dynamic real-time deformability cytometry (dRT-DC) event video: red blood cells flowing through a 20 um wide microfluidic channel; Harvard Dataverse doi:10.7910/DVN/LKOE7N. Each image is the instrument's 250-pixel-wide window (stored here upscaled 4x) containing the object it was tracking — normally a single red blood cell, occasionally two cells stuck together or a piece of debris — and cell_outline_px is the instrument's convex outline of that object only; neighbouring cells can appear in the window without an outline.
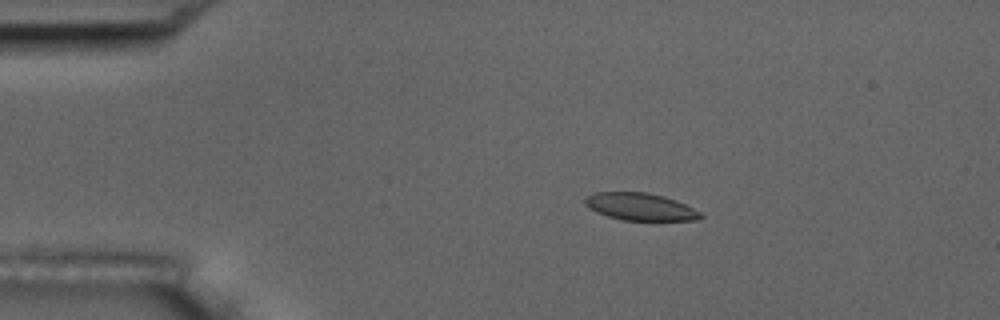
{"species": "common noctule bat (a hibernating species)", "species_latin": "Nyctalus noctula", "temperature_condition": "room temperature", "stored_images_in_passage": 5, "camera_frame_rate_fps": 3000, "um_per_image_px": 0.085, "animal": {"sex": "male", "body_mass_g": 17.5, "forearm_length_mm": 52.3}, "frame": {"image": 1, "passage_image": 2, "time_ms": 1.0, "image_size_px": [1000, 320], "cell_outline_px": [[704, 216], [696, 220], [620, 220], [596, 212], [588, 208], [584, 204], [584, 200], [592, 192], [644, 192], [664, 196], [676, 200], [700, 212]], "centroid_in_image_um": [54.38, 17.57], "position_along_channel_um": 30.6, "area_um2": 18.38}}
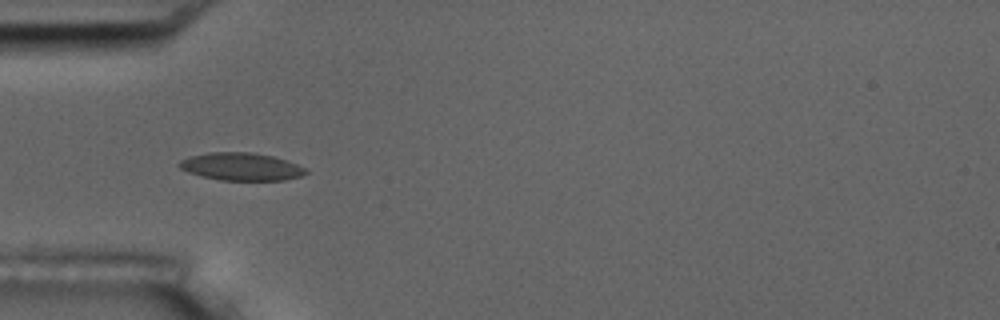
{"frame": {"image": 2, "passage_image": 4, "time_ms": 3.333, "image_size_px": [1000, 320], "cell_outline_px": [[308, 172], [300, 176], [284, 180], [220, 180], [188, 172], [180, 168], [176, 164], [180, 160], [188, 156], [208, 152], [252, 152], [272, 156], [296, 164], [304, 168]], "centroid_in_image_um": [20.44, 14.15], "position_along_channel_um": 64.6, "area_um2": 20.29}}